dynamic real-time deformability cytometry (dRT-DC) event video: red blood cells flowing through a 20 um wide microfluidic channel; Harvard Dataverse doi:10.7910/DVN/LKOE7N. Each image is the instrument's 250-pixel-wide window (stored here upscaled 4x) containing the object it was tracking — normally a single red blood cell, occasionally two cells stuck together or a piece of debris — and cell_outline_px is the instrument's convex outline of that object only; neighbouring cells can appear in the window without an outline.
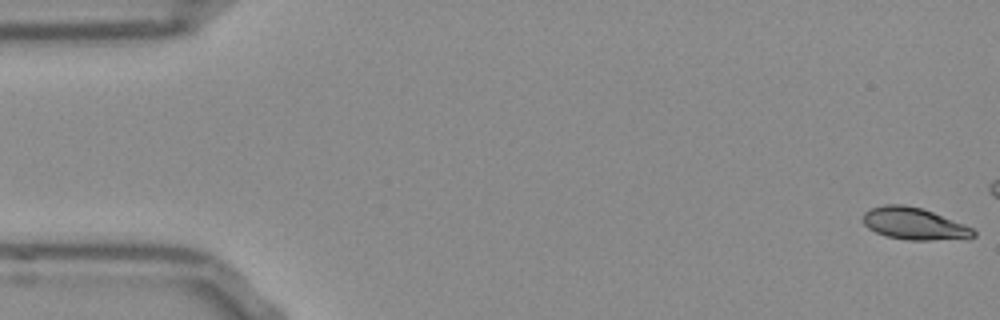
{"species": "Egyptian fruit bat (a non-hibernating species)", "species_latin": "Rousettus aegyptiacus", "temperature_condition": "room temperature", "stored_images_in_passage": 14, "camera_frame_rate_fps": 3000, "um_per_image_px": 0.085, "frame": {"image": 1, "passage_image": 1, "time_ms": 0.0, "image_size_px": [1000, 320], "cell_outline_px": [[976, 236], [968, 240], [908, 240], [888, 236], [876, 232], [868, 228], [864, 224], [864, 212], [872, 208], [884, 204], [904, 204], [924, 208], [964, 224], [972, 228], [976, 232]], "centroid_in_image_um": [77.78, 19.02], "position_along_channel_um": 7.2, "area_um2": 20.92}}